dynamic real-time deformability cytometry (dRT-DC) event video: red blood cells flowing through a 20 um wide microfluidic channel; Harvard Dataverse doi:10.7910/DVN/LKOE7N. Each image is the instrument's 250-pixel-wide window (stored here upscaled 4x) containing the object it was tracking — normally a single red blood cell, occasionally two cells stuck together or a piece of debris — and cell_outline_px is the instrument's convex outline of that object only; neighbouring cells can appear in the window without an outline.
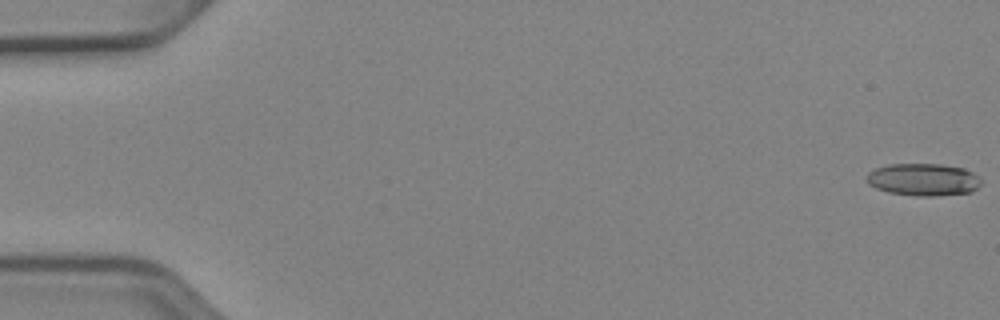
{"species": "Egyptian fruit bat (a non-hibernating species)", "species_latin": "Rousettus aegyptiacus", "temperature_condition": "cold", "stored_images_in_passage": 10, "camera_frame_rate_fps": 3000, "um_per_image_px": 0.085, "animal": {"sex": "female"}, "frame": {"image": 1, "passage_image": 1, "time_ms": 0.0, "image_size_px": [1000, 320], "cell_outline_px": [[980, 184], [972, 192], [936, 196], [916, 196], [888, 192], [876, 188], [868, 184], [868, 172], [876, 168], [888, 164], [940, 164], [964, 168], [972, 172], [980, 180]], "centroid_in_image_um": [78.47, 15.27], "position_along_channel_um": 6.5, "area_um2": 21.5}}